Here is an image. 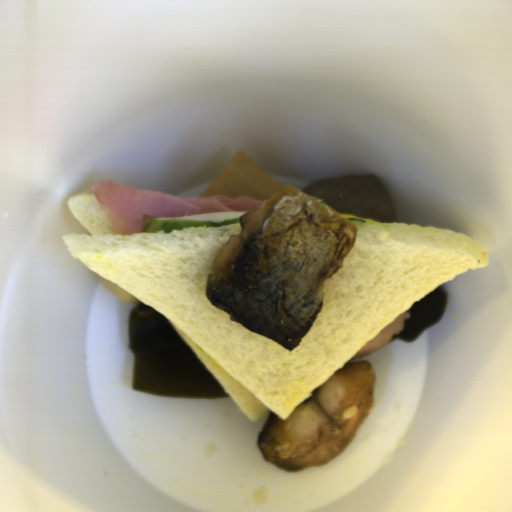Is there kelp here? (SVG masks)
Instances as JSON below:
<instances>
[{
  "label": "kelp",
  "instance_id": "kelp-1",
  "mask_svg": "<svg viewBox=\"0 0 512 512\" xmlns=\"http://www.w3.org/2000/svg\"><path fill=\"white\" fill-rule=\"evenodd\" d=\"M135 391L188 398L231 397L170 323L145 303L128 313Z\"/></svg>",
  "mask_w": 512,
  "mask_h": 512
},
{
  "label": "kelp",
  "instance_id": "kelp-2",
  "mask_svg": "<svg viewBox=\"0 0 512 512\" xmlns=\"http://www.w3.org/2000/svg\"><path fill=\"white\" fill-rule=\"evenodd\" d=\"M448 296L440 284L429 294L412 303L407 312L410 317L404 321V328L393 335L391 340H414L425 329L438 323L447 309Z\"/></svg>",
  "mask_w": 512,
  "mask_h": 512
}]
</instances>
